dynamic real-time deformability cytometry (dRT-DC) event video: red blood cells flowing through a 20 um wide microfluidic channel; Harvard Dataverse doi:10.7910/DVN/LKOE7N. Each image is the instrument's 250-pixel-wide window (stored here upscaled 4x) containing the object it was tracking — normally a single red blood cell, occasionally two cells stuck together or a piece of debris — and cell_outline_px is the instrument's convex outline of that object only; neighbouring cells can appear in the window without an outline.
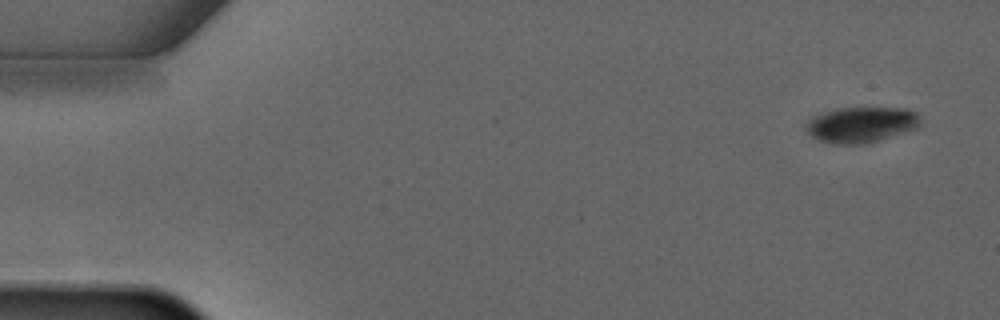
{"species": "common noctule bat (a hibernating species)", "species_latin": "Nyctalus noctula", "temperature_condition": "warm", "stored_images_in_passage": 3, "camera_frame_rate_fps": 3000, "um_per_image_px": 0.085, "animal": {"sex": "male", "forearm_length_mm": 52.5}, "frame": {"image": 1, "passage_image": 1, "time_ms": 0.0, "image_size_px": [1000, 320], "cell_outline_px": [[920, 128], [868, 144], [836, 144], [820, 140], [812, 136], [804, 128], [804, 120], [820, 112], [836, 108], [908, 108], [916, 112], [920, 116]], "centroid_in_image_um": [73.2, 10.59], "position_along_channel_um": 11.8, "area_um2": 24.45}}
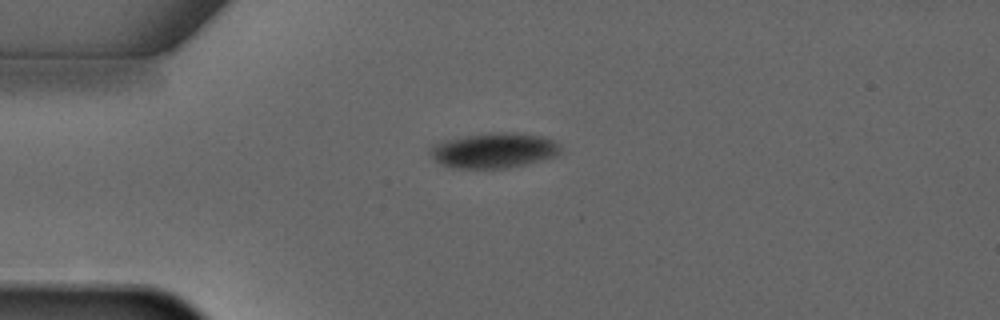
{"frame": {"image": 2, "passage_image": 3, "time_ms": 3.0, "image_size_px": [1000, 320], "cell_outline_px": [[560, 152], [556, 156], [528, 164], [508, 168], [452, 168], [440, 164], [432, 160], [428, 152], [432, 144], [444, 140], [492, 132], [512, 132], [544, 136], [560, 144]], "centroid_in_image_um": [41.95, 12.79], "position_along_channel_um": 43.0, "area_um2": 27.05}}